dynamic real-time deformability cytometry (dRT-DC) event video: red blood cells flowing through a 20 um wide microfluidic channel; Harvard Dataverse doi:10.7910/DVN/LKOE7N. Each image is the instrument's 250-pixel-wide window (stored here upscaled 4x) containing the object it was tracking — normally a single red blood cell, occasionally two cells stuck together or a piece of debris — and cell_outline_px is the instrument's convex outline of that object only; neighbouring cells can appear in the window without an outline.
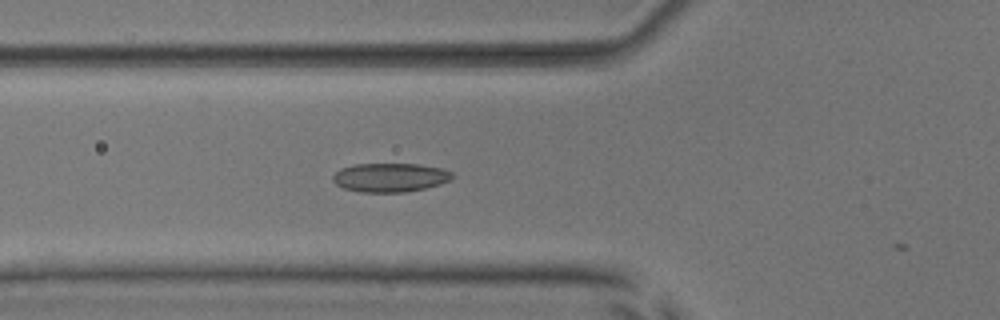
{"species": "common noctule bat (a hibernating species)", "species_latin": "Nyctalus noctula", "temperature_condition": "room temperature", "stored_images_in_passage": 5, "camera_frame_rate_fps": 3000, "um_per_image_px": 0.085, "animal": {"sex": "male", "body_mass_g": 17.9, "forearm_length_mm": 54.2}, "frame": {"image": 1, "passage_image": 4, "time_ms": 1.0, "image_size_px": [1000, 320], "cell_outline_px": [[452, 176], [448, 180], [440, 184], [424, 188], [404, 192], [360, 192], [344, 188], [336, 184], [332, 180], [332, 176], [340, 168], [356, 164], [416, 164], [440, 168], [452, 172]], "centroid_in_image_um": [33.11, 15.08], "position_along_channel_um": 92.7, "area_um2": 19.88}}